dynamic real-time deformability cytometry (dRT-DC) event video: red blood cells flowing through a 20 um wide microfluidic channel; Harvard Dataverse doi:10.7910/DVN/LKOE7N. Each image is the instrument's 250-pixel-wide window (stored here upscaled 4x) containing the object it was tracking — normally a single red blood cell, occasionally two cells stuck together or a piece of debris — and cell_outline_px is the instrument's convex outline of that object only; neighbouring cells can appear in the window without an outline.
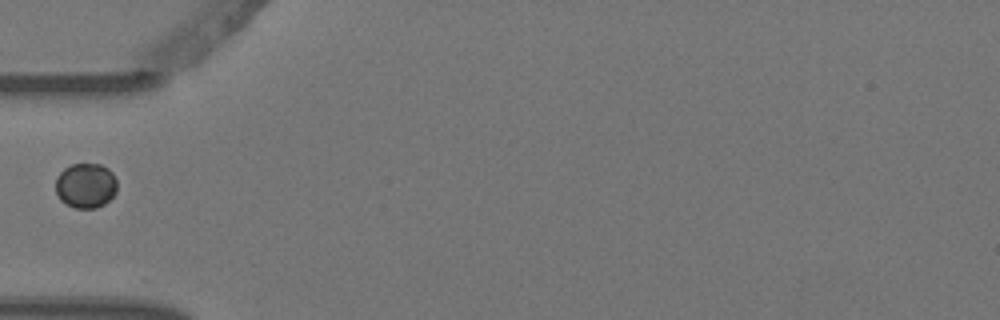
{"species": "Egyptian fruit bat (a non-hibernating species)", "species_latin": "Rousettus aegyptiacus", "temperature_condition": "warm", "stored_images_in_passage": 6, "camera_frame_rate_fps": 3000, "um_per_image_px": 0.085, "animal": {"sex": "female"}, "frame": {"image": 1, "passage_image": 2, "time_ms": 0.333, "image_size_px": [1000, 320], "cell_outline_px": [[116, 192], [104, 204], [96, 208], [76, 208], [60, 200], [56, 192], [56, 176], [64, 168], [72, 164], [100, 164], [108, 168], [112, 172], [116, 180]], "centroid_in_image_um": [7.28, 15.76], "position_along_channel_um": 77.7, "area_um2": 16.07}}
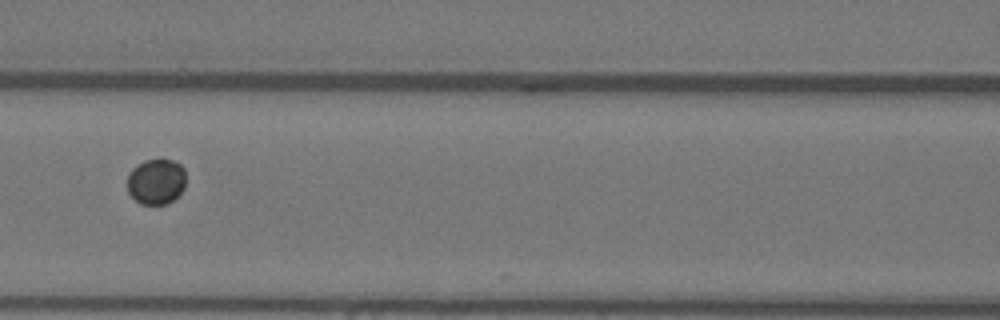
{"frame": {"image": 2, "passage_image": 4, "time_ms": 1.0, "image_size_px": [1000, 320], "cell_outline_px": [[184, 188], [168, 204], [140, 204], [128, 192], [128, 176], [132, 168], [144, 160], [160, 156], [172, 160], [180, 164], [184, 168]], "centroid_in_image_um": [13.27, 15.38], "position_along_channel_um": 153.3, "area_um2": 15.78}}
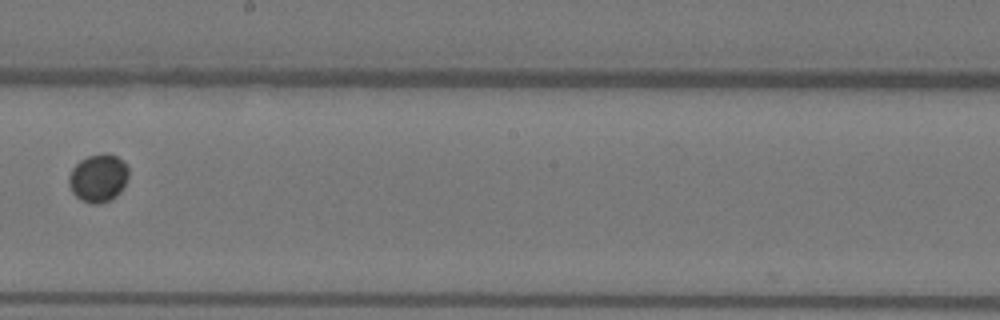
{"frame": {"image": 3, "passage_image": 6, "time_ms": 1.667, "image_size_px": [1000, 320], "cell_outline_px": [[128, 176], [124, 188], [112, 200], [100, 204], [92, 204], [80, 200], [72, 192], [68, 184], [68, 176], [72, 168], [80, 160], [88, 156], [108, 152], [116, 156], [128, 168]], "centroid_in_image_um": [8.34, 15.15], "position_along_channel_um": 239.9, "area_um2": 16.88}}